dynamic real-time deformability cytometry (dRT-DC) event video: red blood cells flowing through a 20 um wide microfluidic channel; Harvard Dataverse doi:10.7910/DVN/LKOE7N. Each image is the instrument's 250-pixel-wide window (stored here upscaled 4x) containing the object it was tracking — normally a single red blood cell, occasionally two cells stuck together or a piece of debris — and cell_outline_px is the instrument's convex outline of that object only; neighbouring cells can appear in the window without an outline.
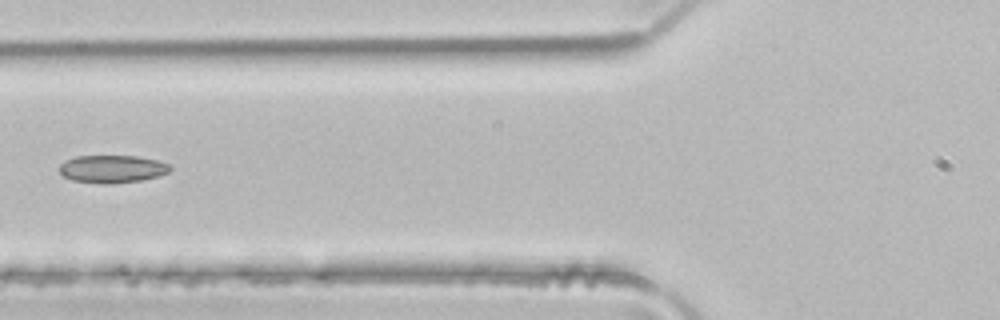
{"species": "common noctule bat (a hibernating species)", "species_latin": "Nyctalus noctula", "temperature_condition": "room temperature", "stored_images_in_passage": 5, "camera_frame_rate_fps": 3000, "um_per_image_px": 0.085, "animal": {"sex": "male", "body_mass_g": 21.5, "forearm_length_mm": 52.0}, "frame": {"image": 1, "passage_image": 5, "time_ms": 1.333, "image_size_px": [1000, 320], "cell_outline_px": [[172, 168], [168, 172], [156, 176], [140, 180], [112, 184], [100, 184], [72, 180], [64, 176], [60, 172], [60, 164], [64, 160], [76, 156], [136, 156], [156, 160], [168, 164]], "centroid_in_image_um": [9.5, 14.36], "position_along_channel_um": 116.3, "area_um2": 17.8}}